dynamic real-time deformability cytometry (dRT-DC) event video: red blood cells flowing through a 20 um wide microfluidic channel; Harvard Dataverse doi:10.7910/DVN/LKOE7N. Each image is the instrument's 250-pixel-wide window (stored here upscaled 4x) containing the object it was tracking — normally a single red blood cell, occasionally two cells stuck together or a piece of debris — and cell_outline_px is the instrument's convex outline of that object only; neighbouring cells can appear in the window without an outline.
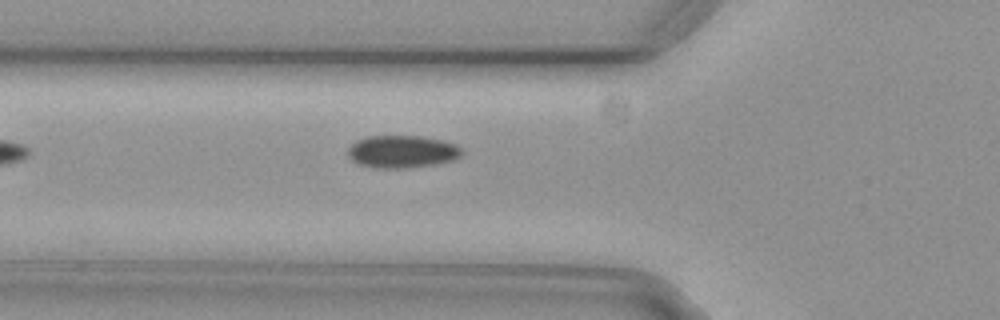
{"species": "common noctule bat (a hibernating species)", "species_latin": "Nyctalus noctula", "temperature_condition": "cold", "stored_images_in_passage": 36, "camera_frame_rate_fps": 3000, "um_per_image_px": 0.085, "animal": {"sex": "female", "body_mass_g": 29.2, "forearm_length_mm": 56.3}, "frame": {"image": 1, "passage_image": 4, "time_ms": 1.0, "image_size_px": [1000, 320], "cell_outline_px": [[464, 152], [460, 156], [452, 160], [436, 164], [404, 168], [376, 168], [360, 164], [352, 160], [348, 156], [348, 148], [356, 140], [368, 136], [420, 136], [444, 140], [456, 144]], "centroid_in_image_um": [34.18, 12.88], "position_along_channel_um": 91.6, "area_um2": 21.62}}
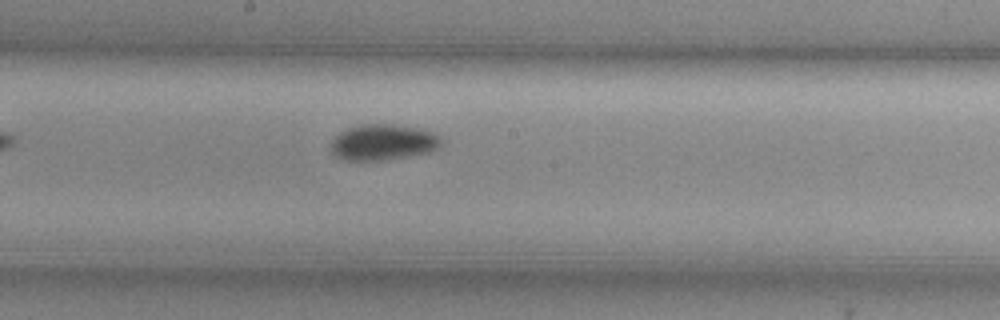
{"frame": {"image": 2, "passage_image": 14, "time_ms": 4.333, "image_size_px": [1000, 320], "cell_outline_px": [[440, 144], [436, 148], [428, 152], [384, 160], [348, 160], [336, 156], [332, 152], [332, 140], [340, 132], [348, 128], [360, 124], [392, 124], [416, 128], [432, 132], [440, 136]], "centroid_in_image_um": [32.53, 12.08], "position_along_channel_um": 215.7, "area_um2": 22.66}}
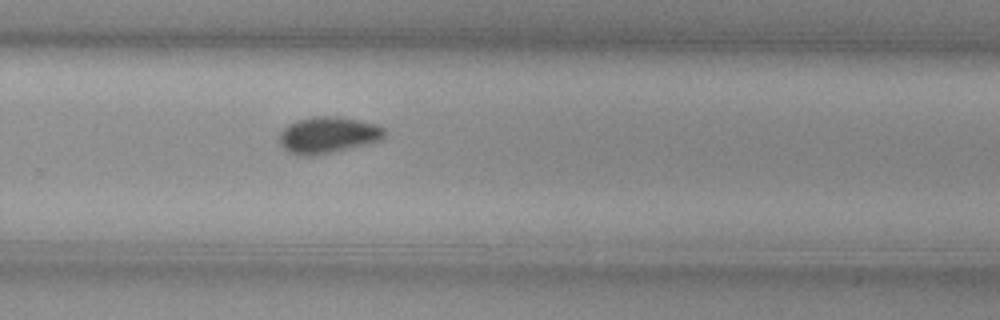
{"frame": {"image": 3, "passage_image": 21, "time_ms": 6.667, "image_size_px": [1000, 320], "cell_outline_px": [[388, 132], [380, 140], [368, 144], [336, 152], [316, 156], [296, 156], [288, 152], [280, 144], [280, 132], [288, 124], [296, 120], [312, 116], [336, 116], [380, 124]], "centroid_in_image_um": [27.9, 11.49], "position_along_channel_um": 301.9, "area_um2": 22.89}}